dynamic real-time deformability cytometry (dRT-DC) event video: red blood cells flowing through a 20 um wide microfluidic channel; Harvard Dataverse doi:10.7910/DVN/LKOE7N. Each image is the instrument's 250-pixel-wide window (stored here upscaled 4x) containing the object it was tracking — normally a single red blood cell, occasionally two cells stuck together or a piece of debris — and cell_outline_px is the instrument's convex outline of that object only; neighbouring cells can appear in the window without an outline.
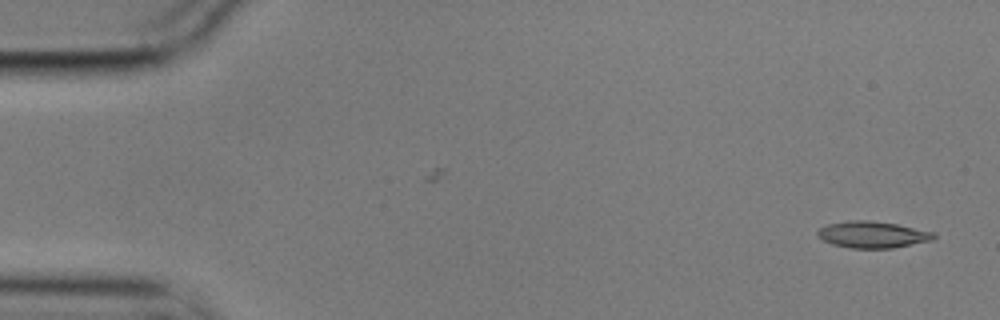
{"species": "common noctule bat (a hibernating species)", "species_latin": "Nyctalus noctula", "temperature_condition": "cold", "stored_images_in_passage": 2, "camera_frame_rate_fps": 3000, "um_per_image_px": 0.085, "animal": {"sex": "male", "body_mass_g": 17.9}, "frame": {"image": 1, "passage_image": 2, "time_ms": 0.333, "image_size_px": [1000, 320], "cell_outline_px": [[936, 236], [932, 240], [892, 248], [852, 248], [832, 244], [816, 236], [816, 232], [820, 228], [828, 224], [848, 220], [868, 220], [896, 224], [936, 232]], "centroid_in_image_um": [74.16, 19.93], "position_along_channel_um": 10.8, "area_um2": 17.98}}